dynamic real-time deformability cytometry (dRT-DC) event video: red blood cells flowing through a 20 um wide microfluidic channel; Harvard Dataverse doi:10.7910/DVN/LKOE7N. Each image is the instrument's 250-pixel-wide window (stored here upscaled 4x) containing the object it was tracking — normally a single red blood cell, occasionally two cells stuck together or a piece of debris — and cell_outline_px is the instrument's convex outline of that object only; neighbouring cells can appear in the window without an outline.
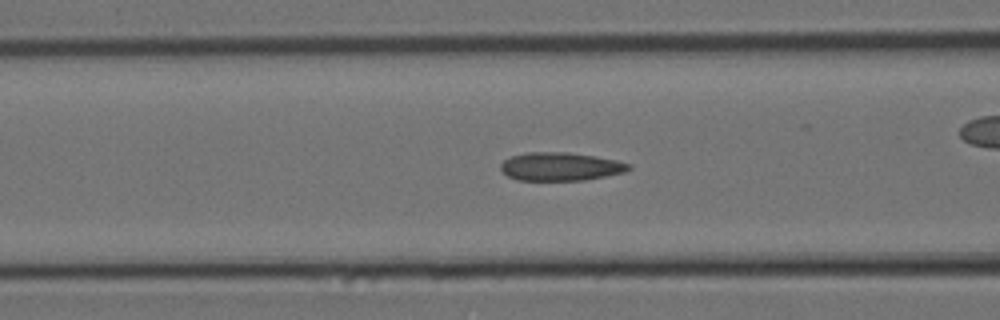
{"species": "Egyptian fruit bat (a non-hibernating species)", "species_latin": "Rousettus aegyptiacus", "temperature_condition": "cold", "stored_images_in_passage": 52, "camera_frame_rate_fps": 3000, "um_per_image_px": 0.085, "animal": {"sex": "female"}, "frame": {"image": 1, "passage_image": 16, "time_ms": 5.0, "image_size_px": [1000, 320], "cell_outline_px": [[632, 168], [624, 172], [584, 180], [516, 180], [508, 176], [500, 168], [500, 164], [504, 160], [512, 156], [528, 152], [568, 152], [596, 156], [616, 160], [632, 164]], "centroid_in_image_um": [47.65, 14.15], "position_along_channel_um": 118.9, "area_um2": 21.1}}
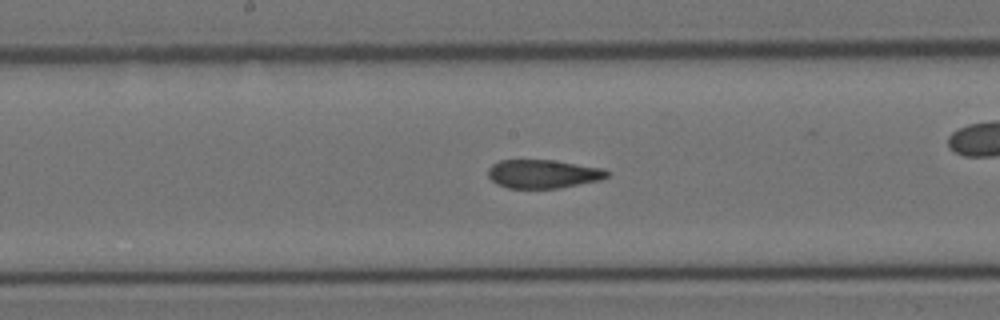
{"frame": {"image": 2, "passage_image": 23, "time_ms": 7.333, "image_size_px": [1000, 320], "cell_outline_px": [[612, 172], [608, 176], [600, 180], [560, 188], [508, 188], [496, 184], [488, 176], [488, 168], [492, 164], [500, 160], [552, 160], [604, 168]], "centroid_in_image_um": [46.18, 14.78], "position_along_channel_um": 202.0, "area_um2": 19.94}}
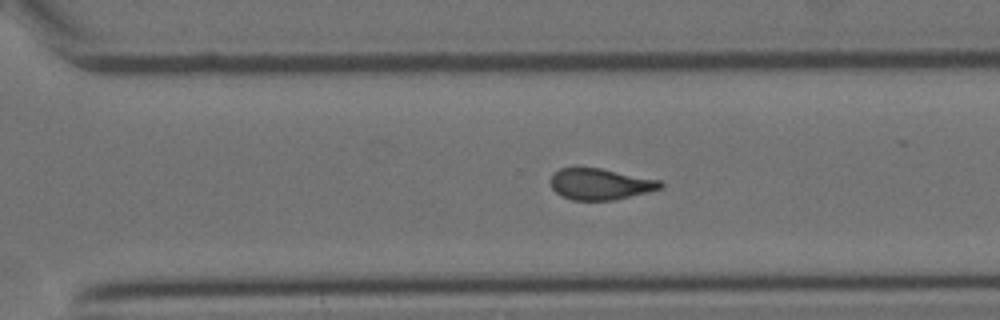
{"frame": {"image": 3, "passage_image": 33, "time_ms": 10.667, "image_size_px": [1000, 320], "cell_outline_px": [[664, 188], [648, 192], [612, 200], [572, 200], [560, 196], [552, 188], [552, 176], [560, 168], [600, 168], [660, 180], [664, 184]], "centroid_in_image_um": [51.05, 15.65], "position_along_channel_um": 319.5, "area_um2": 19.83}, "authors_computed_cell_mechanics": {"area_um2": 20.6346, "velocity_mm_per_s": 3.5574, "shape_relaxation_time_tau1_ms": null, "shape_relaxation_time_tau2_ms": 2.8465, "deformation_change_tau1": null, "deformation_change_tau2": 0.0781}}